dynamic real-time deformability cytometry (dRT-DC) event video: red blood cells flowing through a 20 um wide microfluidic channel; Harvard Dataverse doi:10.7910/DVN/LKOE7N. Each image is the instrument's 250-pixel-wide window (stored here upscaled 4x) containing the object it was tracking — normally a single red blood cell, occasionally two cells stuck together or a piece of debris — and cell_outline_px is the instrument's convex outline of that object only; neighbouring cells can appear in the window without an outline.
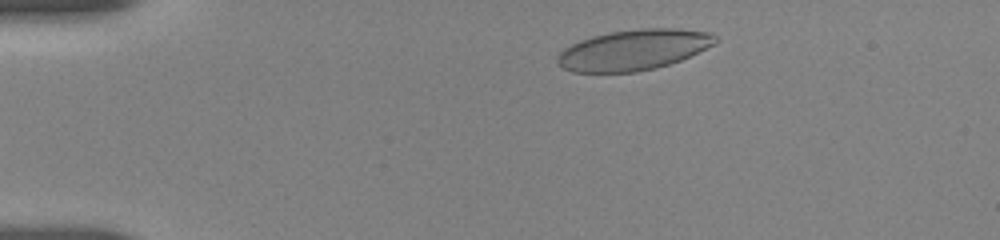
{"species": "human", "species_latin": "Homo sapiens", "temperature_condition": "room temperature", "stored_images_in_passage": 40, "camera_frame_rate_fps": 3000, "um_per_image_px": 0.085, "donor": {"sex": "female"}, "frame": {"image": 1, "passage_image": 4, "time_ms": 1.333, "image_size_px": [1000, 240], "cell_outline_px": [[720, 40], [680, 60], [656, 68], [636, 72], [572, 72], [556, 64], [556, 56], [564, 48], [580, 40], [592, 36], [612, 32], [640, 28], [676, 28], [712, 32]], "centroid_in_image_um": [53.82, 4.23], "position_along_channel_um": 31.2, "area_um2": 37.28}}
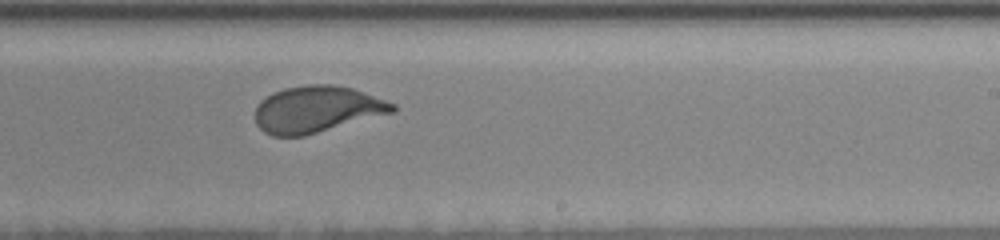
{"frame": {"image": 2, "passage_image": 22, "time_ms": 9.333, "image_size_px": [1000, 240], "cell_outline_px": [[396, 112], [304, 136], [272, 136], [264, 132], [256, 124], [256, 104], [260, 100], [284, 88], [308, 84], [332, 84], [352, 88], [396, 104]], "centroid_in_image_um": [26.94, 9.3], "position_along_channel_um": 262.1, "area_um2": 37.34}}
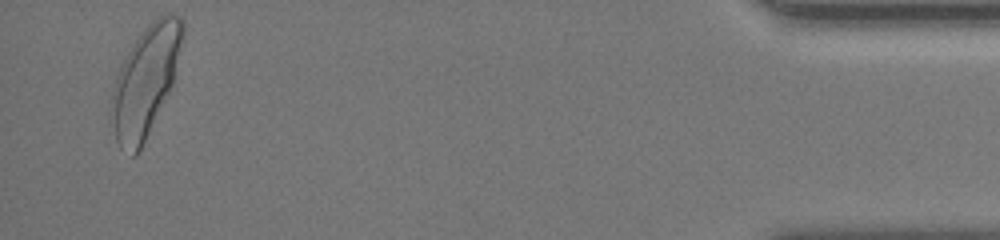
{"frame": {"image": 3, "passage_image": 39, "time_ms": 15.667, "image_size_px": [1000, 240], "cell_outline_px": [[184, 32], [172, 84], [136, 156], [132, 156], [120, 148], [116, 140], [108, 112], [112, 92], [116, 76], [132, 44], [140, 32], [156, 16], [164, 12], [172, 12], [180, 16], [184, 20]], "centroid_in_image_um": [12.34, 6.83], "position_along_channel_um": 422.9, "area_um2": 45.26}, "authors_computed_cell_mechanics": {"area_um2": 37.8012, "velocity_mm_per_s": 3.6468, "shape_relaxation_time_tau1_ms": 3.068, "shape_relaxation_time_tau2_ms": null, "deformation_change_tau1": 0.1216, "deformation_change_tau2": null}}